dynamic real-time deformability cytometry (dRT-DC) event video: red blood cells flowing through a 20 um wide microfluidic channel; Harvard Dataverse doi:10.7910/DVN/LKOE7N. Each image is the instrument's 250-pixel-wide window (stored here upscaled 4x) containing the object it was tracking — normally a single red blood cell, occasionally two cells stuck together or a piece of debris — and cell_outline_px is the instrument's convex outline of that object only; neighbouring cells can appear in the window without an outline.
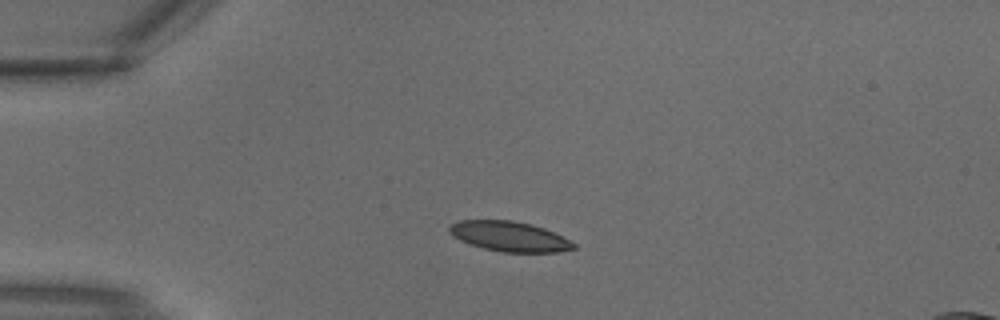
{"species": "common noctule bat (a hibernating species)", "species_latin": "Nyctalus noctula", "temperature_condition": "warm", "stored_images_in_passage": 4, "camera_frame_rate_fps": 3000, "um_per_image_px": 0.085, "animal": {"sex": "male", "body_mass_g": 18.8}, "frame": {"image": 1, "passage_image": 3, "time_ms": 0.667, "image_size_px": [1000, 320], "cell_outline_px": [[576, 248], [556, 252], [504, 252], [484, 248], [460, 240], [452, 236], [448, 232], [448, 228], [452, 224], [460, 220], [512, 220], [532, 224], [544, 228], [576, 244]], "centroid_in_image_um": [43.27, 20.09], "position_along_channel_um": 41.7, "area_um2": 21.5}}
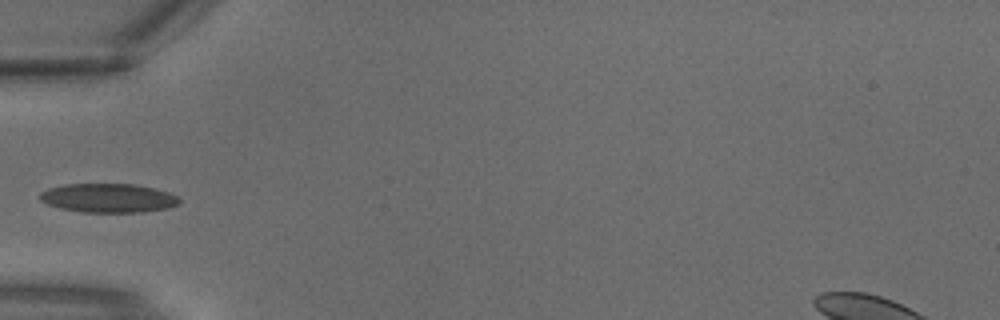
{"frame": {"image": 2, "passage_image": 4, "time_ms": 1.0, "image_size_px": [1000, 320], "cell_outline_px": [[180, 204], [168, 208], [144, 212], [80, 212], [60, 208], [48, 204], [40, 200], [40, 192], [48, 188], [64, 184], [136, 184], [168, 192], [176, 196], [180, 200]], "centroid_in_image_um": [9.2, 16.83], "position_along_channel_um": 75.8, "area_um2": 23.58}}